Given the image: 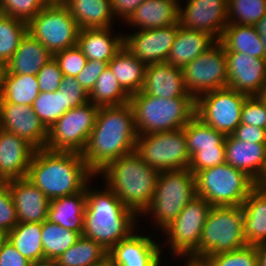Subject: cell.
<instances>
[{"label":"cell","instance_id":"3","mask_svg":"<svg viewBox=\"0 0 266 266\" xmlns=\"http://www.w3.org/2000/svg\"><path fill=\"white\" fill-rule=\"evenodd\" d=\"M102 190L85 187L86 212L83 221V236L93 239L109 251L120 240L137 229L140 218L127 208L106 185Z\"/></svg>","mask_w":266,"mask_h":266},{"label":"cell","instance_id":"63","mask_svg":"<svg viewBox=\"0 0 266 266\" xmlns=\"http://www.w3.org/2000/svg\"><path fill=\"white\" fill-rule=\"evenodd\" d=\"M3 12H2V8H1V0H0V15H2Z\"/></svg>","mask_w":266,"mask_h":266},{"label":"cell","instance_id":"29","mask_svg":"<svg viewBox=\"0 0 266 266\" xmlns=\"http://www.w3.org/2000/svg\"><path fill=\"white\" fill-rule=\"evenodd\" d=\"M86 189L50 200L47 220L83 235V221L86 212Z\"/></svg>","mask_w":266,"mask_h":266},{"label":"cell","instance_id":"58","mask_svg":"<svg viewBox=\"0 0 266 266\" xmlns=\"http://www.w3.org/2000/svg\"><path fill=\"white\" fill-rule=\"evenodd\" d=\"M77 0H57L54 4L60 7L68 8Z\"/></svg>","mask_w":266,"mask_h":266},{"label":"cell","instance_id":"27","mask_svg":"<svg viewBox=\"0 0 266 266\" xmlns=\"http://www.w3.org/2000/svg\"><path fill=\"white\" fill-rule=\"evenodd\" d=\"M248 245L266 243V185L257 184L242 203Z\"/></svg>","mask_w":266,"mask_h":266},{"label":"cell","instance_id":"18","mask_svg":"<svg viewBox=\"0 0 266 266\" xmlns=\"http://www.w3.org/2000/svg\"><path fill=\"white\" fill-rule=\"evenodd\" d=\"M150 235L133 231L108 251V261L112 266H157L163 262V245Z\"/></svg>","mask_w":266,"mask_h":266},{"label":"cell","instance_id":"49","mask_svg":"<svg viewBox=\"0 0 266 266\" xmlns=\"http://www.w3.org/2000/svg\"><path fill=\"white\" fill-rule=\"evenodd\" d=\"M241 124L266 129V106L255 96L247 97L241 111Z\"/></svg>","mask_w":266,"mask_h":266},{"label":"cell","instance_id":"64","mask_svg":"<svg viewBox=\"0 0 266 266\" xmlns=\"http://www.w3.org/2000/svg\"><path fill=\"white\" fill-rule=\"evenodd\" d=\"M3 183H5V182H4L3 179L0 177V186H1Z\"/></svg>","mask_w":266,"mask_h":266},{"label":"cell","instance_id":"6","mask_svg":"<svg viewBox=\"0 0 266 266\" xmlns=\"http://www.w3.org/2000/svg\"><path fill=\"white\" fill-rule=\"evenodd\" d=\"M196 196L195 175L189 169L159 172L151 203L140 216H151L163 231Z\"/></svg>","mask_w":266,"mask_h":266},{"label":"cell","instance_id":"11","mask_svg":"<svg viewBox=\"0 0 266 266\" xmlns=\"http://www.w3.org/2000/svg\"><path fill=\"white\" fill-rule=\"evenodd\" d=\"M212 207L204 198L196 196L162 231L169 243L168 249L175 256L172 258L191 257L198 250L202 230Z\"/></svg>","mask_w":266,"mask_h":266},{"label":"cell","instance_id":"9","mask_svg":"<svg viewBox=\"0 0 266 266\" xmlns=\"http://www.w3.org/2000/svg\"><path fill=\"white\" fill-rule=\"evenodd\" d=\"M135 151L159 172L189 168L191 156L183 128L138 135Z\"/></svg>","mask_w":266,"mask_h":266},{"label":"cell","instance_id":"40","mask_svg":"<svg viewBox=\"0 0 266 266\" xmlns=\"http://www.w3.org/2000/svg\"><path fill=\"white\" fill-rule=\"evenodd\" d=\"M33 111L49 130L65 113L66 98L60 89L55 92H40L32 105Z\"/></svg>","mask_w":266,"mask_h":266},{"label":"cell","instance_id":"10","mask_svg":"<svg viewBox=\"0 0 266 266\" xmlns=\"http://www.w3.org/2000/svg\"><path fill=\"white\" fill-rule=\"evenodd\" d=\"M99 107L87 102L65 112L48 130L46 149L82 153L96 123Z\"/></svg>","mask_w":266,"mask_h":266},{"label":"cell","instance_id":"7","mask_svg":"<svg viewBox=\"0 0 266 266\" xmlns=\"http://www.w3.org/2000/svg\"><path fill=\"white\" fill-rule=\"evenodd\" d=\"M247 245L242 206H213L203 227L198 250L191 257L206 259Z\"/></svg>","mask_w":266,"mask_h":266},{"label":"cell","instance_id":"46","mask_svg":"<svg viewBox=\"0 0 266 266\" xmlns=\"http://www.w3.org/2000/svg\"><path fill=\"white\" fill-rule=\"evenodd\" d=\"M18 223L10 188L3 183L0 186V230L7 234Z\"/></svg>","mask_w":266,"mask_h":266},{"label":"cell","instance_id":"30","mask_svg":"<svg viewBox=\"0 0 266 266\" xmlns=\"http://www.w3.org/2000/svg\"><path fill=\"white\" fill-rule=\"evenodd\" d=\"M108 67L129 96L142 90L146 65L124 46L108 63Z\"/></svg>","mask_w":266,"mask_h":266},{"label":"cell","instance_id":"23","mask_svg":"<svg viewBox=\"0 0 266 266\" xmlns=\"http://www.w3.org/2000/svg\"><path fill=\"white\" fill-rule=\"evenodd\" d=\"M141 92L167 99L184 97L188 92L184 85L182 68L167 62L147 65Z\"/></svg>","mask_w":266,"mask_h":266},{"label":"cell","instance_id":"8","mask_svg":"<svg viewBox=\"0 0 266 266\" xmlns=\"http://www.w3.org/2000/svg\"><path fill=\"white\" fill-rule=\"evenodd\" d=\"M196 194L212 206H242L257 183L226 162L195 174Z\"/></svg>","mask_w":266,"mask_h":266},{"label":"cell","instance_id":"60","mask_svg":"<svg viewBox=\"0 0 266 266\" xmlns=\"http://www.w3.org/2000/svg\"><path fill=\"white\" fill-rule=\"evenodd\" d=\"M5 70V66L0 62V88H1V83H2V76Z\"/></svg>","mask_w":266,"mask_h":266},{"label":"cell","instance_id":"38","mask_svg":"<svg viewBox=\"0 0 266 266\" xmlns=\"http://www.w3.org/2000/svg\"><path fill=\"white\" fill-rule=\"evenodd\" d=\"M184 129L187 149L192 157L197 151L208 148H225V135L195 116Z\"/></svg>","mask_w":266,"mask_h":266},{"label":"cell","instance_id":"5","mask_svg":"<svg viewBox=\"0 0 266 266\" xmlns=\"http://www.w3.org/2000/svg\"><path fill=\"white\" fill-rule=\"evenodd\" d=\"M129 103L138 135L181 129L196 116V99L189 93L167 99L140 91L130 96Z\"/></svg>","mask_w":266,"mask_h":266},{"label":"cell","instance_id":"39","mask_svg":"<svg viewBox=\"0 0 266 266\" xmlns=\"http://www.w3.org/2000/svg\"><path fill=\"white\" fill-rule=\"evenodd\" d=\"M27 32L28 25L24 21L12 16L0 15V62L4 66L13 56Z\"/></svg>","mask_w":266,"mask_h":266},{"label":"cell","instance_id":"20","mask_svg":"<svg viewBox=\"0 0 266 266\" xmlns=\"http://www.w3.org/2000/svg\"><path fill=\"white\" fill-rule=\"evenodd\" d=\"M9 186L19 223L47 220L50 199L26 177L5 181Z\"/></svg>","mask_w":266,"mask_h":266},{"label":"cell","instance_id":"36","mask_svg":"<svg viewBox=\"0 0 266 266\" xmlns=\"http://www.w3.org/2000/svg\"><path fill=\"white\" fill-rule=\"evenodd\" d=\"M81 235L75 231L65 229L62 226L48 220L42 222V247L44 250V266L51 263L74 245Z\"/></svg>","mask_w":266,"mask_h":266},{"label":"cell","instance_id":"32","mask_svg":"<svg viewBox=\"0 0 266 266\" xmlns=\"http://www.w3.org/2000/svg\"><path fill=\"white\" fill-rule=\"evenodd\" d=\"M68 9L79 29L112 28L115 20L110 0H77Z\"/></svg>","mask_w":266,"mask_h":266},{"label":"cell","instance_id":"53","mask_svg":"<svg viewBox=\"0 0 266 266\" xmlns=\"http://www.w3.org/2000/svg\"><path fill=\"white\" fill-rule=\"evenodd\" d=\"M144 0H110L113 17L119 22H125L130 18L134 11Z\"/></svg>","mask_w":266,"mask_h":266},{"label":"cell","instance_id":"14","mask_svg":"<svg viewBox=\"0 0 266 266\" xmlns=\"http://www.w3.org/2000/svg\"><path fill=\"white\" fill-rule=\"evenodd\" d=\"M226 65L225 47L217 41L182 68L187 92L197 99L204 93L228 87Z\"/></svg>","mask_w":266,"mask_h":266},{"label":"cell","instance_id":"16","mask_svg":"<svg viewBox=\"0 0 266 266\" xmlns=\"http://www.w3.org/2000/svg\"><path fill=\"white\" fill-rule=\"evenodd\" d=\"M178 30L179 22L157 29L135 30L124 34V47L146 66L166 62Z\"/></svg>","mask_w":266,"mask_h":266},{"label":"cell","instance_id":"28","mask_svg":"<svg viewBox=\"0 0 266 266\" xmlns=\"http://www.w3.org/2000/svg\"><path fill=\"white\" fill-rule=\"evenodd\" d=\"M216 42L210 34L184 28L179 23V30L166 62L183 68L200 54L205 53Z\"/></svg>","mask_w":266,"mask_h":266},{"label":"cell","instance_id":"22","mask_svg":"<svg viewBox=\"0 0 266 266\" xmlns=\"http://www.w3.org/2000/svg\"><path fill=\"white\" fill-rule=\"evenodd\" d=\"M35 150L25 139L0 129V177L3 181L25 178Z\"/></svg>","mask_w":266,"mask_h":266},{"label":"cell","instance_id":"13","mask_svg":"<svg viewBox=\"0 0 266 266\" xmlns=\"http://www.w3.org/2000/svg\"><path fill=\"white\" fill-rule=\"evenodd\" d=\"M248 96L224 87L196 99V116L225 136L241 124V111Z\"/></svg>","mask_w":266,"mask_h":266},{"label":"cell","instance_id":"54","mask_svg":"<svg viewBox=\"0 0 266 266\" xmlns=\"http://www.w3.org/2000/svg\"><path fill=\"white\" fill-rule=\"evenodd\" d=\"M253 26L255 27L256 32L260 35V39L264 45L266 59V14Z\"/></svg>","mask_w":266,"mask_h":266},{"label":"cell","instance_id":"47","mask_svg":"<svg viewBox=\"0 0 266 266\" xmlns=\"http://www.w3.org/2000/svg\"><path fill=\"white\" fill-rule=\"evenodd\" d=\"M59 89L65 95L67 111L89 102V94L76 78L64 76Z\"/></svg>","mask_w":266,"mask_h":266},{"label":"cell","instance_id":"34","mask_svg":"<svg viewBox=\"0 0 266 266\" xmlns=\"http://www.w3.org/2000/svg\"><path fill=\"white\" fill-rule=\"evenodd\" d=\"M108 260V251L93 239L81 236L50 266H99Z\"/></svg>","mask_w":266,"mask_h":266},{"label":"cell","instance_id":"1","mask_svg":"<svg viewBox=\"0 0 266 266\" xmlns=\"http://www.w3.org/2000/svg\"><path fill=\"white\" fill-rule=\"evenodd\" d=\"M138 133L130 103L99 107L82 157L96 175L108 163L135 151Z\"/></svg>","mask_w":266,"mask_h":266},{"label":"cell","instance_id":"4","mask_svg":"<svg viewBox=\"0 0 266 266\" xmlns=\"http://www.w3.org/2000/svg\"><path fill=\"white\" fill-rule=\"evenodd\" d=\"M99 175L118 199L140 217L151 203L159 171L134 151L108 163L96 177Z\"/></svg>","mask_w":266,"mask_h":266},{"label":"cell","instance_id":"45","mask_svg":"<svg viewBox=\"0 0 266 266\" xmlns=\"http://www.w3.org/2000/svg\"><path fill=\"white\" fill-rule=\"evenodd\" d=\"M224 162H226L225 148L202 149L191 157L188 169L195 175L198 171L215 167Z\"/></svg>","mask_w":266,"mask_h":266},{"label":"cell","instance_id":"24","mask_svg":"<svg viewBox=\"0 0 266 266\" xmlns=\"http://www.w3.org/2000/svg\"><path fill=\"white\" fill-rule=\"evenodd\" d=\"M111 29L113 27L79 30L77 46L87 60H101L109 63L123 48V32L114 35Z\"/></svg>","mask_w":266,"mask_h":266},{"label":"cell","instance_id":"42","mask_svg":"<svg viewBox=\"0 0 266 266\" xmlns=\"http://www.w3.org/2000/svg\"><path fill=\"white\" fill-rule=\"evenodd\" d=\"M211 266H258L256 246L247 245L206 258Z\"/></svg>","mask_w":266,"mask_h":266},{"label":"cell","instance_id":"26","mask_svg":"<svg viewBox=\"0 0 266 266\" xmlns=\"http://www.w3.org/2000/svg\"><path fill=\"white\" fill-rule=\"evenodd\" d=\"M53 54L29 32L22 38L20 45L5 64L3 74L37 75Z\"/></svg>","mask_w":266,"mask_h":266},{"label":"cell","instance_id":"48","mask_svg":"<svg viewBox=\"0 0 266 266\" xmlns=\"http://www.w3.org/2000/svg\"><path fill=\"white\" fill-rule=\"evenodd\" d=\"M40 92H55L60 88L63 73L54 58L48 61L36 75Z\"/></svg>","mask_w":266,"mask_h":266},{"label":"cell","instance_id":"51","mask_svg":"<svg viewBox=\"0 0 266 266\" xmlns=\"http://www.w3.org/2000/svg\"><path fill=\"white\" fill-rule=\"evenodd\" d=\"M0 266H34L6 239L0 251Z\"/></svg>","mask_w":266,"mask_h":266},{"label":"cell","instance_id":"50","mask_svg":"<svg viewBox=\"0 0 266 266\" xmlns=\"http://www.w3.org/2000/svg\"><path fill=\"white\" fill-rule=\"evenodd\" d=\"M108 67V63L101 60H87L83 70L76 76V80L89 94L100 74Z\"/></svg>","mask_w":266,"mask_h":266},{"label":"cell","instance_id":"21","mask_svg":"<svg viewBox=\"0 0 266 266\" xmlns=\"http://www.w3.org/2000/svg\"><path fill=\"white\" fill-rule=\"evenodd\" d=\"M226 163L242 170L257 184L266 181V144L245 142L232 135L225 137Z\"/></svg>","mask_w":266,"mask_h":266},{"label":"cell","instance_id":"57","mask_svg":"<svg viewBox=\"0 0 266 266\" xmlns=\"http://www.w3.org/2000/svg\"><path fill=\"white\" fill-rule=\"evenodd\" d=\"M255 98L266 106V83L261 87V89L255 95Z\"/></svg>","mask_w":266,"mask_h":266},{"label":"cell","instance_id":"12","mask_svg":"<svg viewBox=\"0 0 266 266\" xmlns=\"http://www.w3.org/2000/svg\"><path fill=\"white\" fill-rule=\"evenodd\" d=\"M27 25L28 32L52 54L77 45L80 29L68 8L47 4Z\"/></svg>","mask_w":266,"mask_h":266},{"label":"cell","instance_id":"15","mask_svg":"<svg viewBox=\"0 0 266 266\" xmlns=\"http://www.w3.org/2000/svg\"><path fill=\"white\" fill-rule=\"evenodd\" d=\"M179 4L180 26L210 34L216 41L227 26V0H185Z\"/></svg>","mask_w":266,"mask_h":266},{"label":"cell","instance_id":"31","mask_svg":"<svg viewBox=\"0 0 266 266\" xmlns=\"http://www.w3.org/2000/svg\"><path fill=\"white\" fill-rule=\"evenodd\" d=\"M6 235L18 252L34 266H44L42 223H18Z\"/></svg>","mask_w":266,"mask_h":266},{"label":"cell","instance_id":"17","mask_svg":"<svg viewBox=\"0 0 266 266\" xmlns=\"http://www.w3.org/2000/svg\"><path fill=\"white\" fill-rule=\"evenodd\" d=\"M0 129L25 139L36 150L46 148L48 129L31 106L0 102Z\"/></svg>","mask_w":266,"mask_h":266},{"label":"cell","instance_id":"59","mask_svg":"<svg viewBox=\"0 0 266 266\" xmlns=\"http://www.w3.org/2000/svg\"><path fill=\"white\" fill-rule=\"evenodd\" d=\"M6 239H7L6 233L0 230V251Z\"/></svg>","mask_w":266,"mask_h":266},{"label":"cell","instance_id":"35","mask_svg":"<svg viewBox=\"0 0 266 266\" xmlns=\"http://www.w3.org/2000/svg\"><path fill=\"white\" fill-rule=\"evenodd\" d=\"M40 93L35 75L3 74L0 102L31 106Z\"/></svg>","mask_w":266,"mask_h":266},{"label":"cell","instance_id":"2","mask_svg":"<svg viewBox=\"0 0 266 266\" xmlns=\"http://www.w3.org/2000/svg\"><path fill=\"white\" fill-rule=\"evenodd\" d=\"M96 175L76 152L35 150L26 178L50 200L82 191Z\"/></svg>","mask_w":266,"mask_h":266},{"label":"cell","instance_id":"61","mask_svg":"<svg viewBox=\"0 0 266 266\" xmlns=\"http://www.w3.org/2000/svg\"><path fill=\"white\" fill-rule=\"evenodd\" d=\"M99 266H112L111 263L107 260L106 262H104L103 264L99 265Z\"/></svg>","mask_w":266,"mask_h":266},{"label":"cell","instance_id":"44","mask_svg":"<svg viewBox=\"0 0 266 266\" xmlns=\"http://www.w3.org/2000/svg\"><path fill=\"white\" fill-rule=\"evenodd\" d=\"M53 58L57 62L63 75L72 78H76L87 63V58L77 45L56 52L53 54Z\"/></svg>","mask_w":266,"mask_h":266},{"label":"cell","instance_id":"37","mask_svg":"<svg viewBox=\"0 0 266 266\" xmlns=\"http://www.w3.org/2000/svg\"><path fill=\"white\" fill-rule=\"evenodd\" d=\"M89 101L98 107L120 106L129 103L130 96L122 89L116 76L107 67L89 93Z\"/></svg>","mask_w":266,"mask_h":266},{"label":"cell","instance_id":"55","mask_svg":"<svg viewBox=\"0 0 266 266\" xmlns=\"http://www.w3.org/2000/svg\"><path fill=\"white\" fill-rule=\"evenodd\" d=\"M256 251L258 266H266V243L256 245Z\"/></svg>","mask_w":266,"mask_h":266},{"label":"cell","instance_id":"41","mask_svg":"<svg viewBox=\"0 0 266 266\" xmlns=\"http://www.w3.org/2000/svg\"><path fill=\"white\" fill-rule=\"evenodd\" d=\"M228 24L255 25L266 14V0H227Z\"/></svg>","mask_w":266,"mask_h":266},{"label":"cell","instance_id":"25","mask_svg":"<svg viewBox=\"0 0 266 266\" xmlns=\"http://www.w3.org/2000/svg\"><path fill=\"white\" fill-rule=\"evenodd\" d=\"M179 4L177 0H144L126 21L127 25L146 30L176 24L179 22Z\"/></svg>","mask_w":266,"mask_h":266},{"label":"cell","instance_id":"43","mask_svg":"<svg viewBox=\"0 0 266 266\" xmlns=\"http://www.w3.org/2000/svg\"><path fill=\"white\" fill-rule=\"evenodd\" d=\"M46 0H1L4 15L29 23L46 5Z\"/></svg>","mask_w":266,"mask_h":266},{"label":"cell","instance_id":"62","mask_svg":"<svg viewBox=\"0 0 266 266\" xmlns=\"http://www.w3.org/2000/svg\"><path fill=\"white\" fill-rule=\"evenodd\" d=\"M48 4L55 3L57 0H46Z\"/></svg>","mask_w":266,"mask_h":266},{"label":"cell","instance_id":"19","mask_svg":"<svg viewBox=\"0 0 266 266\" xmlns=\"http://www.w3.org/2000/svg\"><path fill=\"white\" fill-rule=\"evenodd\" d=\"M228 87L255 96L266 83V59L242 52H225Z\"/></svg>","mask_w":266,"mask_h":266},{"label":"cell","instance_id":"56","mask_svg":"<svg viewBox=\"0 0 266 266\" xmlns=\"http://www.w3.org/2000/svg\"><path fill=\"white\" fill-rule=\"evenodd\" d=\"M185 261L184 266H211L206 259L195 257H183Z\"/></svg>","mask_w":266,"mask_h":266},{"label":"cell","instance_id":"33","mask_svg":"<svg viewBox=\"0 0 266 266\" xmlns=\"http://www.w3.org/2000/svg\"><path fill=\"white\" fill-rule=\"evenodd\" d=\"M219 42L225 47V52L265 58L264 45L253 25L227 24Z\"/></svg>","mask_w":266,"mask_h":266},{"label":"cell","instance_id":"52","mask_svg":"<svg viewBox=\"0 0 266 266\" xmlns=\"http://www.w3.org/2000/svg\"><path fill=\"white\" fill-rule=\"evenodd\" d=\"M231 135L241 141L266 144V129L258 126L240 124Z\"/></svg>","mask_w":266,"mask_h":266}]
</instances>
